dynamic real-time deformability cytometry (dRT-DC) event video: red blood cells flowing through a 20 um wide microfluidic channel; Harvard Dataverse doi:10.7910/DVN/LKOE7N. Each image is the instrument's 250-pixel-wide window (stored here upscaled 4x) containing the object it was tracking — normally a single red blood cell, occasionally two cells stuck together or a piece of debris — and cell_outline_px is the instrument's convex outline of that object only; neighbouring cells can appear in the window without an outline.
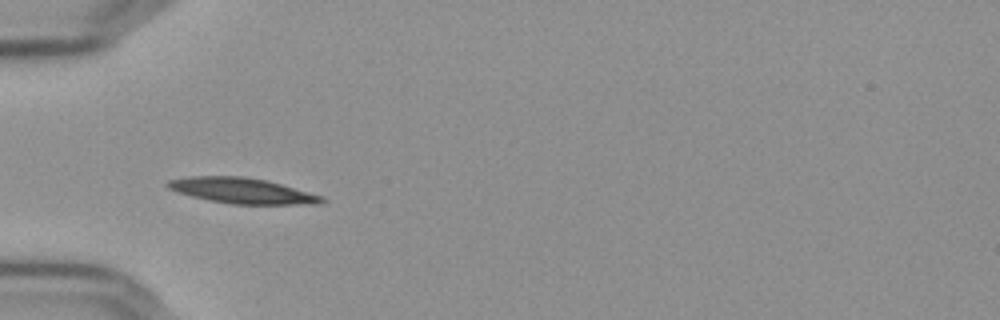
{"species": "Egyptian fruit bat (a non-hibernating species)", "species_latin": "Rousettus aegyptiacus", "temperature_condition": "cold", "stored_images_in_passage": 6, "camera_frame_rate_fps": 3000, "um_per_image_px": 0.085, "frame": {"image": 1, "passage_image": 5, "time_ms": 1.333, "image_size_px": [1000, 320], "cell_outline_px": [[328, 200], [324, 204], [232, 204], [208, 200], [176, 192], [168, 188], [164, 184], [168, 180], [188, 176], [244, 176], [264, 180], [280, 184], [324, 196]], "centroid_in_image_um": [20.58, 16.21], "position_along_channel_um": 64.4, "area_um2": 23.06}}
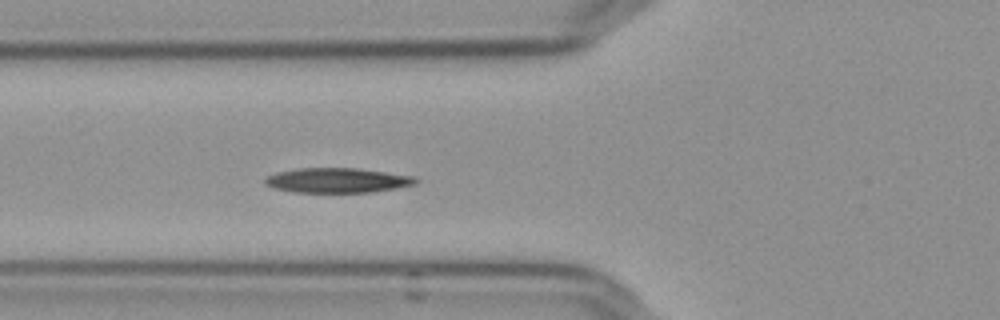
{"frame": {"image": 2, "passage_image": 6, "time_ms": 1.667, "image_size_px": [1000, 320], "cell_outline_px": [[420, 180], [416, 184], [396, 188], [372, 192], [292, 192], [272, 188], [264, 184], [264, 176], [276, 172], [296, 168], [356, 168], [416, 176]], "centroid_in_image_um": [28.64, 15.32], "position_along_channel_um": 97.2, "area_um2": 22.08}}